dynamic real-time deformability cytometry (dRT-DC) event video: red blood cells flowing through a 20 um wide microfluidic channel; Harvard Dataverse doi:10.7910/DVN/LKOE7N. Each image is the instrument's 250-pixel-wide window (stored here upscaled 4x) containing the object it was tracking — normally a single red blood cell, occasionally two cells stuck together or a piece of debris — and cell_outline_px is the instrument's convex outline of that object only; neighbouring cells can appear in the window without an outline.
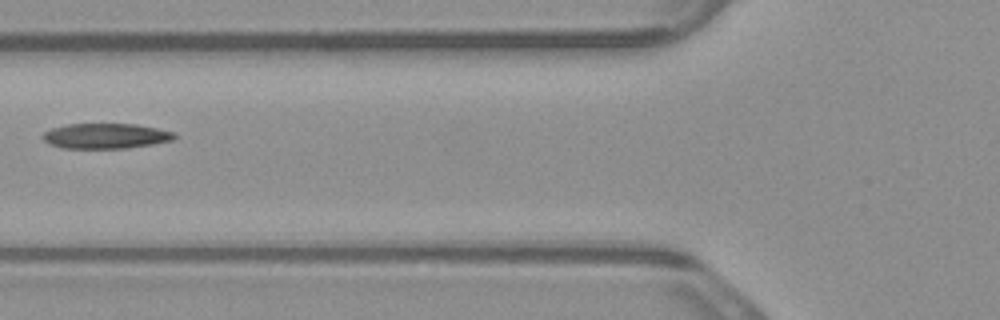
{"species": "common noctule bat (a hibernating species)", "species_latin": "Nyctalus noctula", "temperature_condition": "warm", "stored_images_in_passage": 3, "camera_frame_rate_fps": 3000, "um_per_image_px": 0.085, "animal": {"sex": "male", "body_mass_g": 23.1, "forearm_length_mm": 52.7}, "frame": {"image": 1, "passage_image": 2, "time_ms": 0.333, "image_size_px": [1000, 320], "cell_outline_px": [[176, 140], [152, 144], [124, 148], [64, 148], [48, 144], [40, 136], [44, 132], [52, 128], [68, 124], [136, 124], [176, 132]], "centroid_in_image_um": [8.99, 11.55], "position_along_channel_um": 116.8, "area_um2": 19.42}}
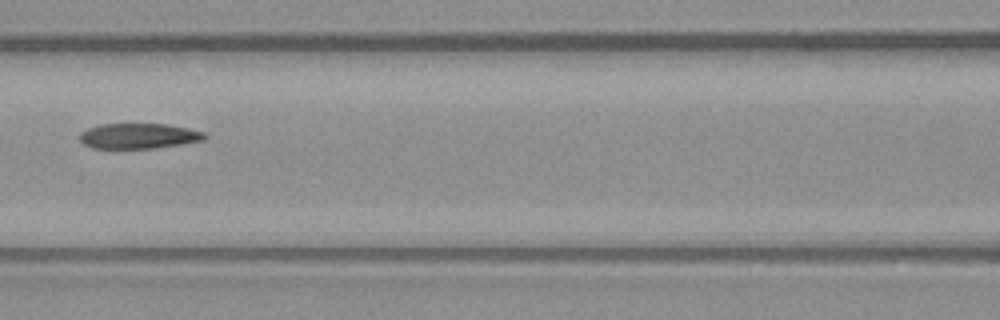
{"frame": {"image": 2, "passage_image": 3, "time_ms": 0.667, "image_size_px": [1000, 320], "cell_outline_px": [[208, 136], [204, 140], [156, 148], [92, 148], [84, 144], [80, 140], [80, 132], [88, 128], [100, 124], [168, 124], [188, 128], [204, 132]], "centroid_in_image_um": [11.79, 11.55], "position_along_channel_um": 154.8, "area_um2": 18.44}}